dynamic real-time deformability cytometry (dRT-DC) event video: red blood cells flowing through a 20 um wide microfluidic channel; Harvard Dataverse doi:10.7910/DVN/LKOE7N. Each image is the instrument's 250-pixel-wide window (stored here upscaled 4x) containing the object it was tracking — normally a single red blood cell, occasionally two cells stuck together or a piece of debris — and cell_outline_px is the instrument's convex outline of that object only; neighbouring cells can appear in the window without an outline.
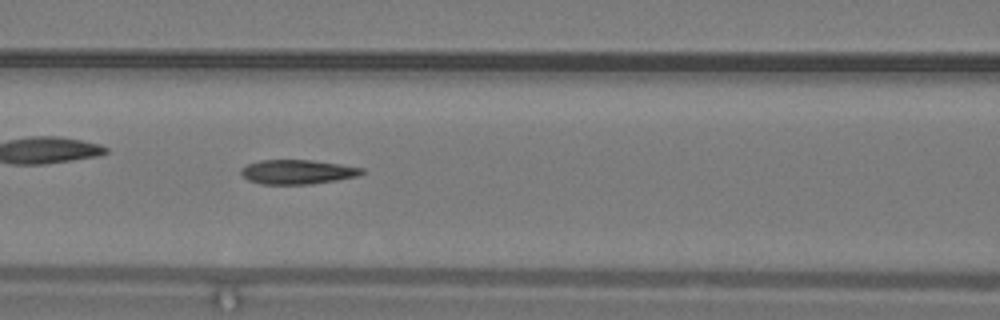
{"species": "common noctule bat (a hibernating species)", "species_latin": "Nyctalus noctula", "temperature_condition": "warm", "stored_images_in_passage": 51, "camera_frame_rate_fps": 3000, "um_per_image_px": 0.085, "animal": {"sex": "male", "body_mass_g": 19.2, "forearm_length_mm": 51.8}, "frame": {"image": 1, "passage_image": 22, "time_ms": 7.0, "image_size_px": [1000, 320], "cell_outline_px": [[364, 172], [356, 176], [336, 180], [312, 184], [260, 184], [248, 180], [240, 172], [240, 168], [248, 164], [260, 160], [312, 160], [364, 168]], "centroid_in_image_um": [25.25, 14.61], "position_along_channel_um": 141.3, "area_um2": 17.05}}
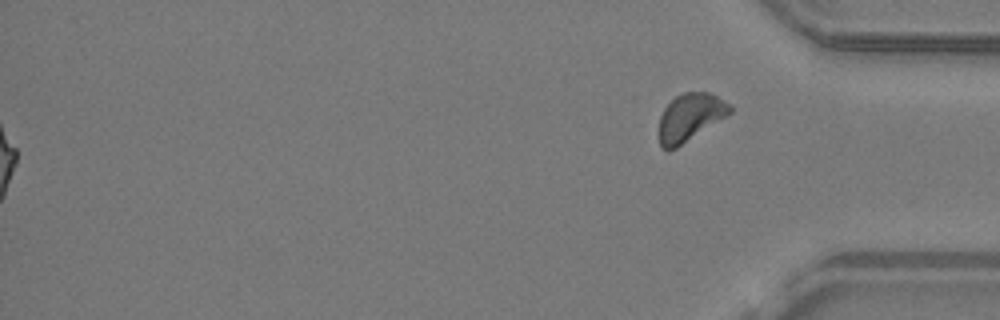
{"frame": {"image": 2, "passage_image": 51, "time_ms": 16.667, "image_size_px": [1000, 320], "cell_outline_px": [[732, 112], [676, 148], [668, 152], [660, 148], [660, 116], [664, 108], [676, 96], [684, 92], [708, 92], [732, 104]], "centroid_in_image_um": [58.65, 9.97], "position_along_channel_um": 376.5, "area_um2": 19.48}, "authors_computed_cell_mechanics": {"area_um2": 17.2822, "velocity_mm_per_s": 4.1623, "shape_relaxation_time_tau1_ms": null, "shape_relaxation_time_tau2_ms": 4.0756, "deformation_change_tau1": null, "deformation_change_tau2": 0.1264}}